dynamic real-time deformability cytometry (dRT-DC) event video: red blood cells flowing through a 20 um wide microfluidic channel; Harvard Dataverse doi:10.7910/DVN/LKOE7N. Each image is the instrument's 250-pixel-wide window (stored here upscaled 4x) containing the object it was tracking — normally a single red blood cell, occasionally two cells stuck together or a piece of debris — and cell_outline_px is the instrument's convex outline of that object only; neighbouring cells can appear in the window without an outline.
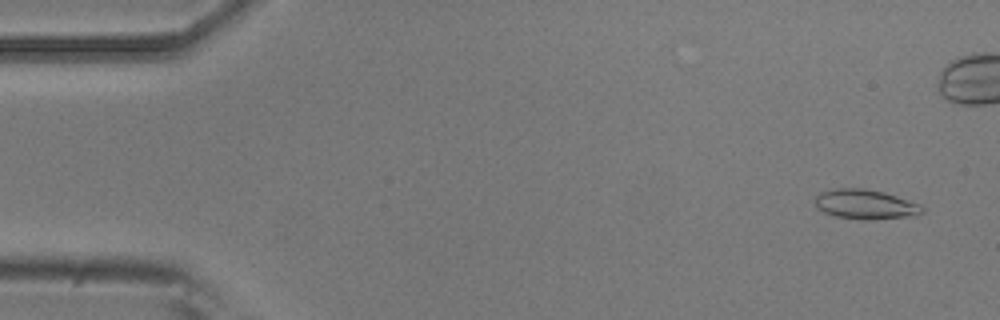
{"species": "common noctule bat (a hibernating species)", "species_latin": "Nyctalus noctula", "temperature_condition": "room temperature", "stored_images_in_passage": 16, "camera_frame_rate_fps": 3000, "um_per_image_px": 0.085, "animal": {"sex": "male", "body_mass_g": 20.5, "forearm_length_mm": 52.5}, "frame": {"image": 1, "passage_image": 3, "time_ms": 0.667, "image_size_px": [1000, 320], "cell_outline_px": [[924, 212], [916, 216], [868, 220], [864, 220], [836, 216], [824, 212], [816, 208], [816, 196], [820, 192], [836, 188], [864, 188], [884, 192], [920, 204], [924, 208]], "centroid_in_image_um": [73.58, 17.37], "position_along_channel_um": 11.4, "area_um2": 18.61}}